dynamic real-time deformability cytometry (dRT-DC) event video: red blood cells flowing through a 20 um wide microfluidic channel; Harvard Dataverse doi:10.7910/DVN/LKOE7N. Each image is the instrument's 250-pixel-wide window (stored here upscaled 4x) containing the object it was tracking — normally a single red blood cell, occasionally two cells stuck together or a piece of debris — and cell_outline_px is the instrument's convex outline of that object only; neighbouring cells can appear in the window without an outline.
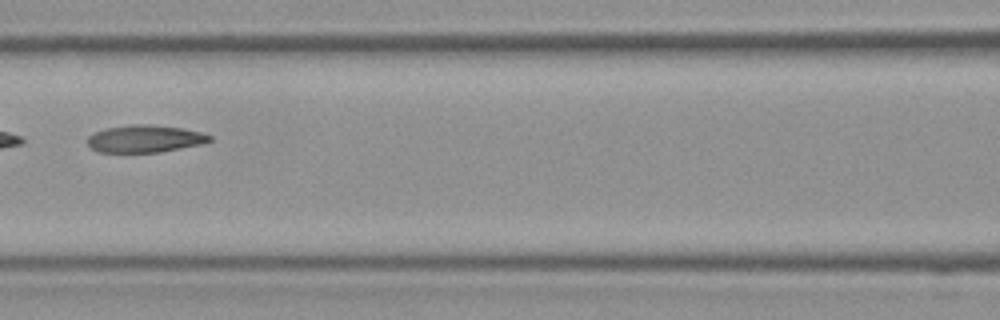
{"species": "Egyptian fruit bat (a non-hibernating species)", "species_latin": "Rousettus aegyptiacus", "temperature_condition": "room temperature", "stored_images_in_passage": 27, "camera_frame_rate_fps": 3000, "um_per_image_px": 0.085, "frame": {"image": 1, "passage_image": 8, "time_ms": 2.333, "image_size_px": [1000, 320], "cell_outline_px": [[212, 140], [204, 144], [160, 152], [96, 152], [88, 148], [88, 136], [104, 128], [128, 124], [148, 124], [180, 128], [200, 132], [212, 136]], "centroid_in_image_um": [12.29, 11.8], "position_along_channel_um": 154.3, "area_um2": 19.65}}